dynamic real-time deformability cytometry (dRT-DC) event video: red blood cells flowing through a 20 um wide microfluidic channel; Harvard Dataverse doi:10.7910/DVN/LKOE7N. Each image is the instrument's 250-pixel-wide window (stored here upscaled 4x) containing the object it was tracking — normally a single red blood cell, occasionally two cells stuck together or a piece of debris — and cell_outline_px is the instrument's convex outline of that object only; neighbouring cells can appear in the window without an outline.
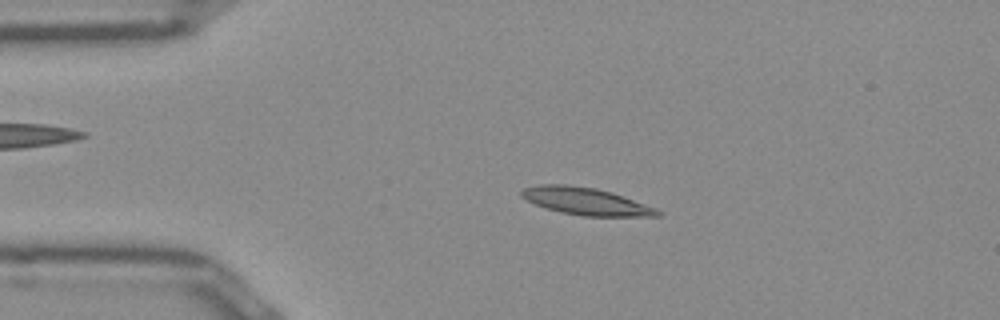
{"species": "Egyptian fruit bat (a non-hibernating species)", "species_latin": "Rousettus aegyptiacus", "temperature_condition": "room temperature", "stored_images_in_passage": 50, "camera_frame_rate_fps": 3000, "um_per_image_px": 0.085, "frame": {"image": 1, "passage_image": 9, "time_ms": 2.667, "image_size_px": [1000, 320], "cell_outline_px": [[660, 216], [584, 216], [560, 212], [536, 204], [520, 196], [520, 192], [524, 188], [540, 184], [564, 184], [596, 188], [612, 192], [656, 208], [660, 212]], "centroid_in_image_um": [49.79, 17.1], "position_along_channel_um": 35.2, "area_um2": 21.39}}
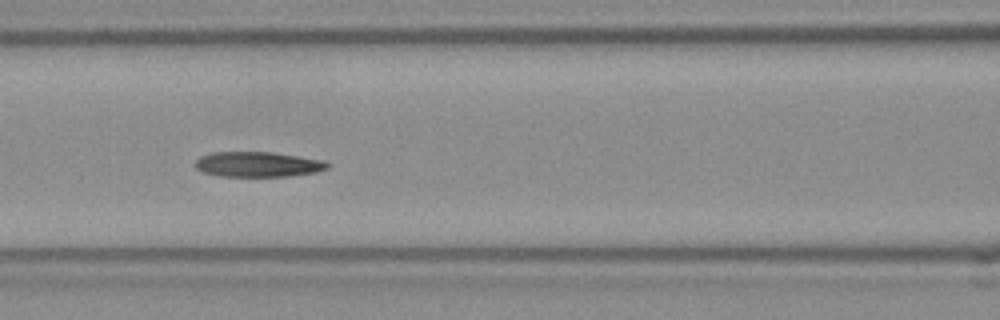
{"frame": {"image": 2, "passage_image": 20, "time_ms": 6.333, "image_size_px": [1000, 320], "cell_outline_px": [[332, 164], [328, 168], [316, 172], [288, 176], [216, 176], [204, 172], [196, 168], [192, 164], [200, 156], [212, 152], [272, 152], [324, 160]], "centroid_in_image_um": [21.91, 13.96], "position_along_channel_um": 144.7, "area_um2": 19.54}}
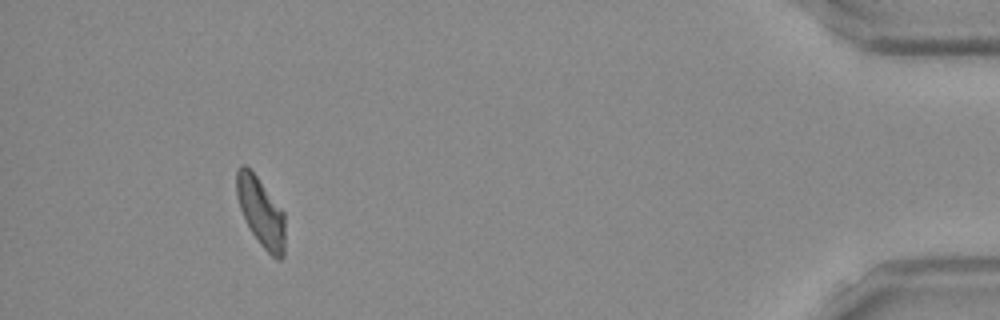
{"frame": {"image": 3, "passage_image": 46, "time_ms": 15.0, "image_size_px": [1000, 320], "cell_outline_px": [[284, 256], [280, 260], [276, 260], [260, 244], [252, 232], [240, 208], [236, 196], [236, 172], [240, 164], [244, 164], [256, 176], [284, 212]], "centroid_in_image_um": [22.17, 18.03], "position_along_channel_um": 413.0, "area_um2": 19.19}, "authors_computed_cell_mechanics": {"area_um2": 20.0277, "velocity_mm_per_s": 3.896, "shape_relaxation_time_tau1_ms": 5.9528, "shape_relaxation_time_tau2_ms": 4.2026, "deformation_change_tau1": 0.1758, "deformation_change_tau2": 0.0854}}